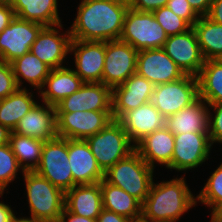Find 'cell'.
Returning <instances> with one entry per match:
<instances>
[{
    "label": "cell",
    "instance_id": "7dc6e473",
    "mask_svg": "<svg viewBox=\"0 0 222 222\" xmlns=\"http://www.w3.org/2000/svg\"><path fill=\"white\" fill-rule=\"evenodd\" d=\"M214 217L218 222H222V203L218 205L212 212L211 215Z\"/></svg>",
    "mask_w": 222,
    "mask_h": 222
},
{
    "label": "cell",
    "instance_id": "f546056e",
    "mask_svg": "<svg viewBox=\"0 0 222 222\" xmlns=\"http://www.w3.org/2000/svg\"><path fill=\"white\" fill-rule=\"evenodd\" d=\"M192 27L205 60H217L222 55V24L200 16Z\"/></svg>",
    "mask_w": 222,
    "mask_h": 222
},
{
    "label": "cell",
    "instance_id": "681fc988",
    "mask_svg": "<svg viewBox=\"0 0 222 222\" xmlns=\"http://www.w3.org/2000/svg\"><path fill=\"white\" fill-rule=\"evenodd\" d=\"M109 1L118 3V4H121L130 8L133 0H109Z\"/></svg>",
    "mask_w": 222,
    "mask_h": 222
},
{
    "label": "cell",
    "instance_id": "7a4b0ae2",
    "mask_svg": "<svg viewBox=\"0 0 222 222\" xmlns=\"http://www.w3.org/2000/svg\"><path fill=\"white\" fill-rule=\"evenodd\" d=\"M184 176L155 183L142 203L141 222H177L179 218L197 205Z\"/></svg>",
    "mask_w": 222,
    "mask_h": 222
},
{
    "label": "cell",
    "instance_id": "6da1fadb",
    "mask_svg": "<svg viewBox=\"0 0 222 222\" xmlns=\"http://www.w3.org/2000/svg\"><path fill=\"white\" fill-rule=\"evenodd\" d=\"M128 7L109 0H81L69 32L81 41L119 40Z\"/></svg>",
    "mask_w": 222,
    "mask_h": 222
},
{
    "label": "cell",
    "instance_id": "2e32d148",
    "mask_svg": "<svg viewBox=\"0 0 222 222\" xmlns=\"http://www.w3.org/2000/svg\"><path fill=\"white\" fill-rule=\"evenodd\" d=\"M136 73L154 85L174 82L185 76L163 48L139 50Z\"/></svg>",
    "mask_w": 222,
    "mask_h": 222
},
{
    "label": "cell",
    "instance_id": "816d5d0a",
    "mask_svg": "<svg viewBox=\"0 0 222 222\" xmlns=\"http://www.w3.org/2000/svg\"><path fill=\"white\" fill-rule=\"evenodd\" d=\"M222 63V55L217 59Z\"/></svg>",
    "mask_w": 222,
    "mask_h": 222
},
{
    "label": "cell",
    "instance_id": "bcb514c9",
    "mask_svg": "<svg viewBox=\"0 0 222 222\" xmlns=\"http://www.w3.org/2000/svg\"><path fill=\"white\" fill-rule=\"evenodd\" d=\"M11 132L12 131H10L7 127L0 124V146L9 144Z\"/></svg>",
    "mask_w": 222,
    "mask_h": 222
},
{
    "label": "cell",
    "instance_id": "277c9868",
    "mask_svg": "<svg viewBox=\"0 0 222 222\" xmlns=\"http://www.w3.org/2000/svg\"><path fill=\"white\" fill-rule=\"evenodd\" d=\"M153 175L154 168L149 166L134 150L104 172V179L143 203L149 194Z\"/></svg>",
    "mask_w": 222,
    "mask_h": 222
},
{
    "label": "cell",
    "instance_id": "603a6c76",
    "mask_svg": "<svg viewBox=\"0 0 222 222\" xmlns=\"http://www.w3.org/2000/svg\"><path fill=\"white\" fill-rule=\"evenodd\" d=\"M83 83L73 68L63 66L51 69L43 87L38 91V96L42 97L44 103L56 106L64 98L78 91Z\"/></svg>",
    "mask_w": 222,
    "mask_h": 222
},
{
    "label": "cell",
    "instance_id": "4316f807",
    "mask_svg": "<svg viewBox=\"0 0 222 222\" xmlns=\"http://www.w3.org/2000/svg\"><path fill=\"white\" fill-rule=\"evenodd\" d=\"M103 208L118 215L139 222L142 214V203L129 195L120 187L108 183L105 179L100 181Z\"/></svg>",
    "mask_w": 222,
    "mask_h": 222
},
{
    "label": "cell",
    "instance_id": "44dd1931",
    "mask_svg": "<svg viewBox=\"0 0 222 222\" xmlns=\"http://www.w3.org/2000/svg\"><path fill=\"white\" fill-rule=\"evenodd\" d=\"M130 141L136 145L145 136L165 127L166 117L149 102L126 112L118 120Z\"/></svg>",
    "mask_w": 222,
    "mask_h": 222
},
{
    "label": "cell",
    "instance_id": "52a82bcc",
    "mask_svg": "<svg viewBox=\"0 0 222 222\" xmlns=\"http://www.w3.org/2000/svg\"><path fill=\"white\" fill-rule=\"evenodd\" d=\"M68 160V139L57 136L44 142L41 160L35 172L65 193L73 187Z\"/></svg>",
    "mask_w": 222,
    "mask_h": 222
},
{
    "label": "cell",
    "instance_id": "e0dca14e",
    "mask_svg": "<svg viewBox=\"0 0 222 222\" xmlns=\"http://www.w3.org/2000/svg\"><path fill=\"white\" fill-rule=\"evenodd\" d=\"M154 86L143 76L134 73L123 84L112 88V118L119 120L126 112L148 103Z\"/></svg>",
    "mask_w": 222,
    "mask_h": 222
},
{
    "label": "cell",
    "instance_id": "e575fe53",
    "mask_svg": "<svg viewBox=\"0 0 222 222\" xmlns=\"http://www.w3.org/2000/svg\"><path fill=\"white\" fill-rule=\"evenodd\" d=\"M152 13L168 36L183 33L192 27L186 20L177 16L167 6L158 8Z\"/></svg>",
    "mask_w": 222,
    "mask_h": 222
},
{
    "label": "cell",
    "instance_id": "cb8c5ba5",
    "mask_svg": "<svg viewBox=\"0 0 222 222\" xmlns=\"http://www.w3.org/2000/svg\"><path fill=\"white\" fill-rule=\"evenodd\" d=\"M64 208L78 216L97 219L103 209L100 182L75 185L65 192Z\"/></svg>",
    "mask_w": 222,
    "mask_h": 222
},
{
    "label": "cell",
    "instance_id": "8fae6325",
    "mask_svg": "<svg viewBox=\"0 0 222 222\" xmlns=\"http://www.w3.org/2000/svg\"><path fill=\"white\" fill-rule=\"evenodd\" d=\"M112 120V111L56 112L57 135L67 139L85 140Z\"/></svg>",
    "mask_w": 222,
    "mask_h": 222
},
{
    "label": "cell",
    "instance_id": "ab89813d",
    "mask_svg": "<svg viewBox=\"0 0 222 222\" xmlns=\"http://www.w3.org/2000/svg\"><path fill=\"white\" fill-rule=\"evenodd\" d=\"M15 13L8 0L0 2V32L14 19Z\"/></svg>",
    "mask_w": 222,
    "mask_h": 222
},
{
    "label": "cell",
    "instance_id": "ba28073f",
    "mask_svg": "<svg viewBox=\"0 0 222 222\" xmlns=\"http://www.w3.org/2000/svg\"><path fill=\"white\" fill-rule=\"evenodd\" d=\"M199 97L198 80L192 75L154 86L149 103L155 106L161 115L168 117L193 103Z\"/></svg>",
    "mask_w": 222,
    "mask_h": 222
},
{
    "label": "cell",
    "instance_id": "f6af8a7d",
    "mask_svg": "<svg viewBox=\"0 0 222 222\" xmlns=\"http://www.w3.org/2000/svg\"><path fill=\"white\" fill-rule=\"evenodd\" d=\"M15 216L14 210L7 203L0 201V222H10Z\"/></svg>",
    "mask_w": 222,
    "mask_h": 222
},
{
    "label": "cell",
    "instance_id": "3957f363",
    "mask_svg": "<svg viewBox=\"0 0 222 222\" xmlns=\"http://www.w3.org/2000/svg\"><path fill=\"white\" fill-rule=\"evenodd\" d=\"M22 174L30 218L36 222H58L64 209L65 193L35 171Z\"/></svg>",
    "mask_w": 222,
    "mask_h": 222
},
{
    "label": "cell",
    "instance_id": "f35d334b",
    "mask_svg": "<svg viewBox=\"0 0 222 222\" xmlns=\"http://www.w3.org/2000/svg\"><path fill=\"white\" fill-rule=\"evenodd\" d=\"M169 0H133L131 8L136 11L153 12L166 6Z\"/></svg>",
    "mask_w": 222,
    "mask_h": 222
},
{
    "label": "cell",
    "instance_id": "4fadbf2b",
    "mask_svg": "<svg viewBox=\"0 0 222 222\" xmlns=\"http://www.w3.org/2000/svg\"><path fill=\"white\" fill-rule=\"evenodd\" d=\"M162 48L185 75L197 77L206 61L193 27L168 36Z\"/></svg>",
    "mask_w": 222,
    "mask_h": 222
},
{
    "label": "cell",
    "instance_id": "4dcf8cb0",
    "mask_svg": "<svg viewBox=\"0 0 222 222\" xmlns=\"http://www.w3.org/2000/svg\"><path fill=\"white\" fill-rule=\"evenodd\" d=\"M199 97L207 104L222 103V63L206 60L197 76Z\"/></svg>",
    "mask_w": 222,
    "mask_h": 222
},
{
    "label": "cell",
    "instance_id": "d4e9b609",
    "mask_svg": "<svg viewBox=\"0 0 222 222\" xmlns=\"http://www.w3.org/2000/svg\"><path fill=\"white\" fill-rule=\"evenodd\" d=\"M208 104L198 97L178 113L166 117L165 127L173 134L208 133Z\"/></svg>",
    "mask_w": 222,
    "mask_h": 222
},
{
    "label": "cell",
    "instance_id": "9a60e30c",
    "mask_svg": "<svg viewBox=\"0 0 222 222\" xmlns=\"http://www.w3.org/2000/svg\"><path fill=\"white\" fill-rule=\"evenodd\" d=\"M69 54H74L73 70L83 82L102 83L105 42L71 39Z\"/></svg>",
    "mask_w": 222,
    "mask_h": 222
},
{
    "label": "cell",
    "instance_id": "ac0fdd59",
    "mask_svg": "<svg viewBox=\"0 0 222 222\" xmlns=\"http://www.w3.org/2000/svg\"><path fill=\"white\" fill-rule=\"evenodd\" d=\"M112 89L103 83L84 82L78 91L56 105V112L112 111Z\"/></svg>",
    "mask_w": 222,
    "mask_h": 222
},
{
    "label": "cell",
    "instance_id": "7bdbcfd3",
    "mask_svg": "<svg viewBox=\"0 0 222 222\" xmlns=\"http://www.w3.org/2000/svg\"><path fill=\"white\" fill-rule=\"evenodd\" d=\"M206 16L210 20L222 24V0H213Z\"/></svg>",
    "mask_w": 222,
    "mask_h": 222
},
{
    "label": "cell",
    "instance_id": "74e56055",
    "mask_svg": "<svg viewBox=\"0 0 222 222\" xmlns=\"http://www.w3.org/2000/svg\"><path fill=\"white\" fill-rule=\"evenodd\" d=\"M166 6L177 16L186 20L191 26L200 18L187 0H169Z\"/></svg>",
    "mask_w": 222,
    "mask_h": 222
},
{
    "label": "cell",
    "instance_id": "5b68a950",
    "mask_svg": "<svg viewBox=\"0 0 222 222\" xmlns=\"http://www.w3.org/2000/svg\"><path fill=\"white\" fill-rule=\"evenodd\" d=\"M85 140L103 172L135 150L121 123L115 119Z\"/></svg>",
    "mask_w": 222,
    "mask_h": 222
},
{
    "label": "cell",
    "instance_id": "836d02e7",
    "mask_svg": "<svg viewBox=\"0 0 222 222\" xmlns=\"http://www.w3.org/2000/svg\"><path fill=\"white\" fill-rule=\"evenodd\" d=\"M21 170V171H20ZM24 172L18 164L17 158L12 152L10 144L0 146V197L3 196L6 187L12 183L18 172Z\"/></svg>",
    "mask_w": 222,
    "mask_h": 222
},
{
    "label": "cell",
    "instance_id": "f1b7e54d",
    "mask_svg": "<svg viewBox=\"0 0 222 222\" xmlns=\"http://www.w3.org/2000/svg\"><path fill=\"white\" fill-rule=\"evenodd\" d=\"M13 74L19 88H23L24 81L29 83L37 92L43 87L51 68L43 63L31 52L24 54L10 62ZM23 81V82H22Z\"/></svg>",
    "mask_w": 222,
    "mask_h": 222
},
{
    "label": "cell",
    "instance_id": "d6986e66",
    "mask_svg": "<svg viewBox=\"0 0 222 222\" xmlns=\"http://www.w3.org/2000/svg\"><path fill=\"white\" fill-rule=\"evenodd\" d=\"M68 157L73 175V187L98 183L104 179V172L98 166L86 140L68 139Z\"/></svg>",
    "mask_w": 222,
    "mask_h": 222
},
{
    "label": "cell",
    "instance_id": "60d3db41",
    "mask_svg": "<svg viewBox=\"0 0 222 222\" xmlns=\"http://www.w3.org/2000/svg\"><path fill=\"white\" fill-rule=\"evenodd\" d=\"M97 222H133L131 219L118 215L115 212L102 209L100 215L97 218Z\"/></svg>",
    "mask_w": 222,
    "mask_h": 222
},
{
    "label": "cell",
    "instance_id": "ffe728a7",
    "mask_svg": "<svg viewBox=\"0 0 222 222\" xmlns=\"http://www.w3.org/2000/svg\"><path fill=\"white\" fill-rule=\"evenodd\" d=\"M42 104L37 103L27 112L13 132L43 141L57 137L56 106Z\"/></svg>",
    "mask_w": 222,
    "mask_h": 222
},
{
    "label": "cell",
    "instance_id": "8d00e7d4",
    "mask_svg": "<svg viewBox=\"0 0 222 222\" xmlns=\"http://www.w3.org/2000/svg\"><path fill=\"white\" fill-rule=\"evenodd\" d=\"M10 63L0 60V100L18 89Z\"/></svg>",
    "mask_w": 222,
    "mask_h": 222
},
{
    "label": "cell",
    "instance_id": "d6a6232c",
    "mask_svg": "<svg viewBox=\"0 0 222 222\" xmlns=\"http://www.w3.org/2000/svg\"><path fill=\"white\" fill-rule=\"evenodd\" d=\"M196 196L197 202L210 207L211 212L222 203V163L209 176L205 186Z\"/></svg>",
    "mask_w": 222,
    "mask_h": 222
},
{
    "label": "cell",
    "instance_id": "d590c367",
    "mask_svg": "<svg viewBox=\"0 0 222 222\" xmlns=\"http://www.w3.org/2000/svg\"><path fill=\"white\" fill-rule=\"evenodd\" d=\"M208 110V133L211 145H214V143L222 144V103L208 104ZM211 110L214 113L210 112Z\"/></svg>",
    "mask_w": 222,
    "mask_h": 222
},
{
    "label": "cell",
    "instance_id": "5bb4252c",
    "mask_svg": "<svg viewBox=\"0 0 222 222\" xmlns=\"http://www.w3.org/2000/svg\"><path fill=\"white\" fill-rule=\"evenodd\" d=\"M59 28L62 29L63 25L45 26L30 48V52L51 69L65 66L63 64L66 62L65 59L68 58L70 50L69 29L61 33Z\"/></svg>",
    "mask_w": 222,
    "mask_h": 222
},
{
    "label": "cell",
    "instance_id": "f907efd6",
    "mask_svg": "<svg viewBox=\"0 0 222 222\" xmlns=\"http://www.w3.org/2000/svg\"><path fill=\"white\" fill-rule=\"evenodd\" d=\"M210 222H218L214 217L211 216Z\"/></svg>",
    "mask_w": 222,
    "mask_h": 222
},
{
    "label": "cell",
    "instance_id": "9c48e42d",
    "mask_svg": "<svg viewBox=\"0 0 222 222\" xmlns=\"http://www.w3.org/2000/svg\"><path fill=\"white\" fill-rule=\"evenodd\" d=\"M138 50L119 40L105 42L102 83L111 89L123 84L136 73Z\"/></svg>",
    "mask_w": 222,
    "mask_h": 222
},
{
    "label": "cell",
    "instance_id": "ee69618b",
    "mask_svg": "<svg viewBox=\"0 0 222 222\" xmlns=\"http://www.w3.org/2000/svg\"><path fill=\"white\" fill-rule=\"evenodd\" d=\"M58 222H97V219L78 216L64 208Z\"/></svg>",
    "mask_w": 222,
    "mask_h": 222
},
{
    "label": "cell",
    "instance_id": "1f68e13d",
    "mask_svg": "<svg viewBox=\"0 0 222 222\" xmlns=\"http://www.w3.org/2000/svg\"><path fill=\"white\" fill-rule=\"evenodd\" d=\"M44 142L37 138L11 132L9 144L23 171H35L38 167Z\"/></svg>",
    "mask_w": 222,
    "mask_h": 222
},
{
    "label": "cell",
    "instance_id": "484cf974",
    "mask_svg": "<svg viewBox=\"0 0 222 222\" xmlns=\"http://www.w3.org/2000/svg\"><path fill=\"white\" fill-rule=\"evenodd\" d=\"M15 16L44 26L62 24L58 12V0H8Z\"/></svg>",
    "mask_w": 222,
    "mask_h": 222
},
{
    "label": "cell",
    "instance_id": "7402d4cb",
    "mask_svg": "<svg viewBox=\"0 0 222 222\" xmlns=\"http://www.w3.org/2000/svg\"><path fill=\"white\" fill-rule=\"evenodd\" d=\"M174 143V134L164 127L145 136L135 145V150L154 169L155 163L167 168L172 161Z\"/></svg>",
    "mask_w": 222,
    "mask_h": 222
},
{
    "label": "cell",
    "instance_id": "b9f144b4",
    "mask_svg": "<svg viewBox=\"0 0 222 222\" xmlns=\"http://www.w3.org/2000/svg\"><path fill=\"white\" fill-rule=\"evenodd\" d=\"M199 16H206L213 0H187Z\"/></svg>",
    "mask_w": 222,
    "mask_h": 222
},
{
    "label": "cell",
    "instance_id": "83f0119b",
    "mask_svg": "<svg viewBox=\"0 0 222 222\" xmlns=\"http://www.w3.org/2000/svg\"><path fill=\"white\" fill-rule=\"evenodd\" d=\"M36 104L32 90L18 88L0 101V124L13 132L20 119Z\"/></svg>",
    "mask_w": 222,
    "mask_h": 222
},
{
    "label": "cell",
    "instance_id": "30bf717a",
    "mask_svg": "<svg viewBox=\"0 0 222 222\" xmlns=\"http://www.w3.org/2000/svg\"><path fill=\"white\" fill-rule=\"evenodd\" d=\"M174 150L171 164L167 169L187 171L197 168L209 159L212 145L209 133L174 134Z\"/></svg>",
    "mask_w": 222,
    "mask_h": 222
},
{
    "label": "cell",
    "instance_id": "c3c4849f",
    "mask_svg": "<svg viewBox=\"0 0 222 222\" xmlns=\"http://www.w3.org/2000/svg\"><path fill=\"white\" fill-rule=\"evenodd\" d=\"M10 222H36L34 220H32L30 217H16V215L11 219Z\"/></svg>",
    "mask_w": 222,
    "mask_h": 222
},
{
    "label": "cell",
    "instance_id": "8992f818",
    "mask_svg": "<svg viewBox=\"0 0 222 222\" xmlns=\"http://www.w3.org/2000/svg\"><path fill=\"white\" fill-rule=\"evenodd\" d=\"M167 38L168 35L152 12L128 8L124 17L121 41L139 51L162 48Z\"/></svg>",
    "mask_w": 222,
    "mask_h": 222
},
{
    "label": "cell",
    "instance_id": "7c38bea8",
    "mask_svg": "<svg viewBox=\"0 0 222 222\" xmlns=\"http://www.w3.org/2000/svg\"><path fill=\"white\" fill-rule=\"evenodd\" d=\"M44 27L43 24L15 16L9 26L0 32V60L10 63L30 52L32 44Z\"/></svg>",
    "mask_w": 222,
    "mask_h": 222
}]
</instances>
